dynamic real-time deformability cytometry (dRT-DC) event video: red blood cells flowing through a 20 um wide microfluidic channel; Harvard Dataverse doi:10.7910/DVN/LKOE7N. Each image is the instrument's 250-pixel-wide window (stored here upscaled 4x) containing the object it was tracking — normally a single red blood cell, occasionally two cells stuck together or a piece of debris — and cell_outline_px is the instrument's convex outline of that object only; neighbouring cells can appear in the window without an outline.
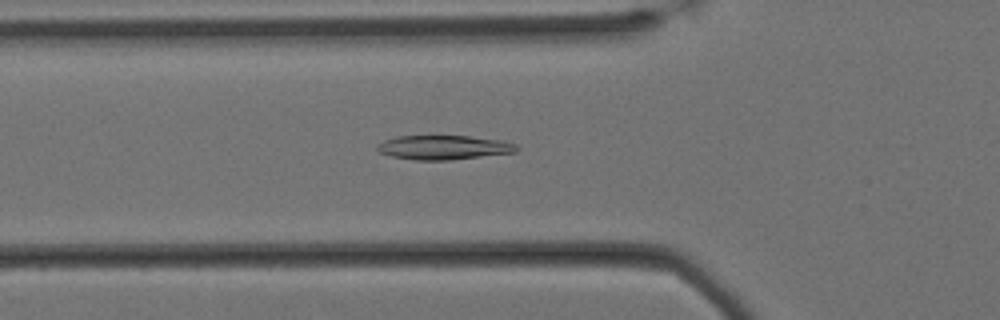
{"species": "Egyptian fruit bat (a non-hibernating species)", "species_latin": "Rousettus aegyptiacus", "temperature_condition": "cold", "stored_images_in_passage": 22, "camera_frame_rate_fps": 3000, "um_per_image_px": 0.085, "animal": {"sex": "female"}, "frame": {"image": 1, "passage_image": 13, "time_ms": 4.0, "image_size_px": [1000, 320], "cell_outline_px": [[520, 148], [516, 152], [448, 160], [416, 160], [392, 156], [380, 152], [376, 148], [376, 144], [384, 140], [396, 136], [468, 136], [504, 140], [516, 144]], "centroid_in_image_um": [37.73, 12.52], "position_along_channel_um": 88.1, "area_um2": 19.71}}
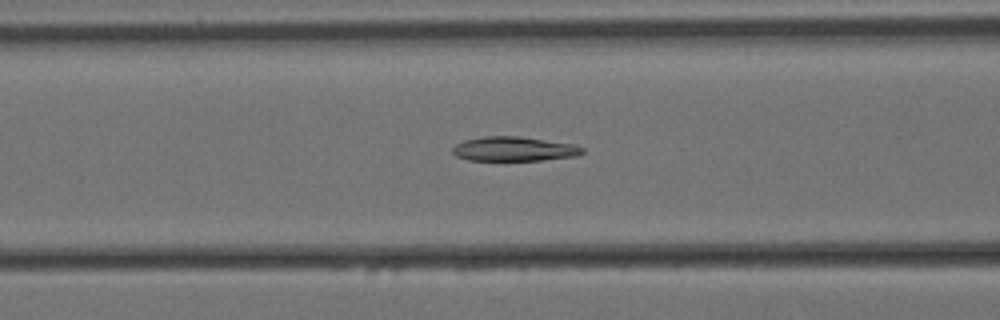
{"frame": {"image": 2, "passage_image": 16, "time_ms": 5.0, "image_size_px": [1000, 320], "cell_outline_px": [[584, 152], [576, 156], [540, 160], [468, 160], [456, 156], [452, 152], [452, 148], [456, 144], [464, 140], [484, 136], [516, 136], [576, 144], [584, 148]], "centroid_in_image_um": [43.69, 12.66], "position_along_channel_um": 122.9, "area_um2": 18.44}}
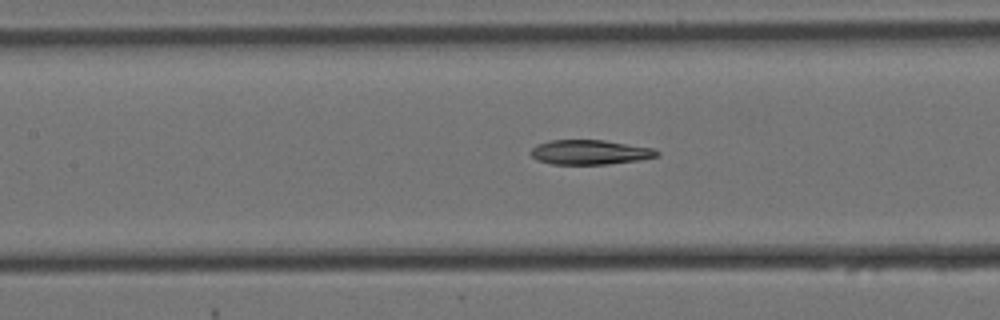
{"frame": {"image": 3, "passage_image": 19, "time_ms": 6.0, "image_size_px": [1000, 320], "cell_outline_px": [[660, 156], [640, 160], [608, 164], [552, 164], [536, 160], [528, 152], [536, 144], [552, 140], [604, 140], [652, 148], [660, 152]], "centroid_in_image_um": [50.13, 12.94], "position_along_channel_um": 157.3, "area_um2": 18.21}}